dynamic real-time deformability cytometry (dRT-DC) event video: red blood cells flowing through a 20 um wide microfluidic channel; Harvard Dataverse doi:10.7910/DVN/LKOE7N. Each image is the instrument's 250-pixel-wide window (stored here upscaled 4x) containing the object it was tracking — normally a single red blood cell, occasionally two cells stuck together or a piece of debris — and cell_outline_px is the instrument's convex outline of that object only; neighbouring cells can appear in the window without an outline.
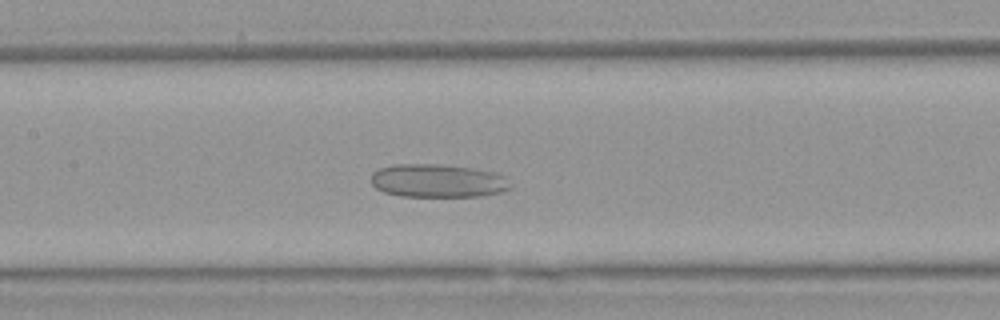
{"species": "Egyptian fruit bat (a non-hibernating species)", "species_latin": "Rousettus aegyptiacus", "temperature_condition": "warm", "stored_images_in_passage": 53, "camera_frame_rate_fps": 3000, "um_per_image_px": 0.085, "animal": {"sex": "female"}, "frame": {"image": 1, "passage_image": 24, "time_ms": 7.667, "image_size_px": [1000, 320], "cell_outline_px": [[508, 188], [500, 192], [480, 196], [400, 196], [384, 192], [376, 188], [372, 184], [372, 172], [380, 168], [392, 164], [436, 164], [472, 168], [496, 172], [504, 176]], "centroid_in_image_um": [37.14, 15.36], "position_along_channel_um": 170.3, "area_um2": 26.76}}
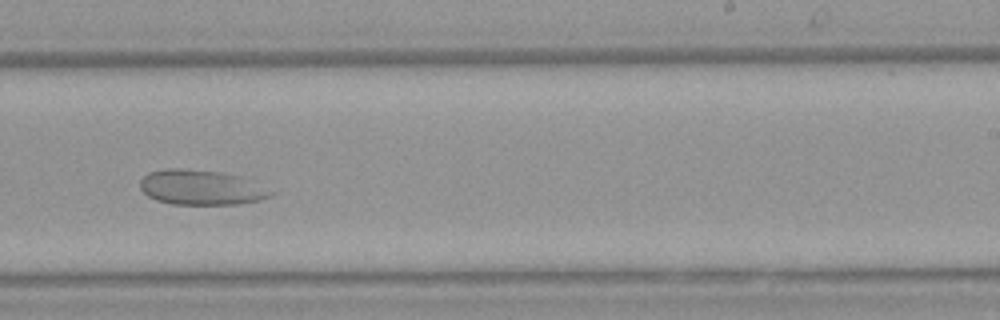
{"frame": {"image": 2, "passage_image": 32, "time_ms": 10.333, "image_size_px": [1000, 320], "cell_outline_px": [[276, 192], [272, 196], [260, 200], [240, 204], [172, 204], [156, 200], [148, 196], [140, 188], [140, 180], [148, 172], [168, 168], [184, 168], [220, 172], [240, 176]], "centroid_in_image_um": [17.1, 15.93], "position_along_channel_um": 271.9, "area_um2": 26.7}}
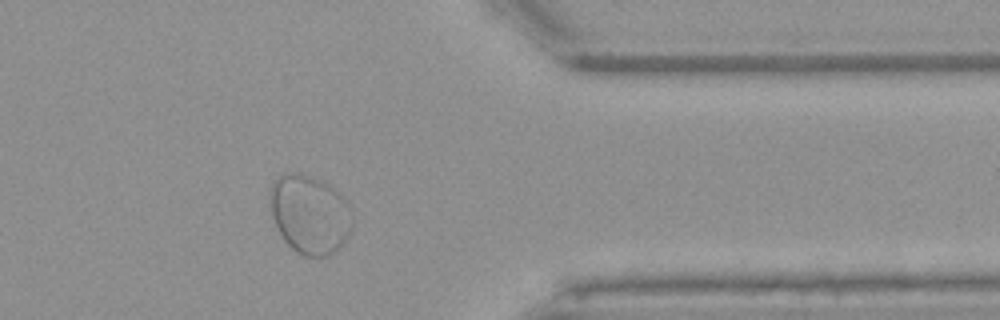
{"frame": {"image": 3, "passage_image": 42, "time_ms": 13.667, "image_size_px": [1000, 320], "cell_outline_px": [[352, 224], [348, 236], [344, 244], [340, 248], [328, 256], [304, 256], [296, 252], [284, 240], [272, 216], [268, 200], [268, 192], [272, 180], [284, 172], [292, 172], [308, 176], [328, 184], [348, 200], [352, 220]], "centroid_in_image_um": [26.3, 18.21], "position_along_channel_um": 385.1, "area_um2": 38.21}}